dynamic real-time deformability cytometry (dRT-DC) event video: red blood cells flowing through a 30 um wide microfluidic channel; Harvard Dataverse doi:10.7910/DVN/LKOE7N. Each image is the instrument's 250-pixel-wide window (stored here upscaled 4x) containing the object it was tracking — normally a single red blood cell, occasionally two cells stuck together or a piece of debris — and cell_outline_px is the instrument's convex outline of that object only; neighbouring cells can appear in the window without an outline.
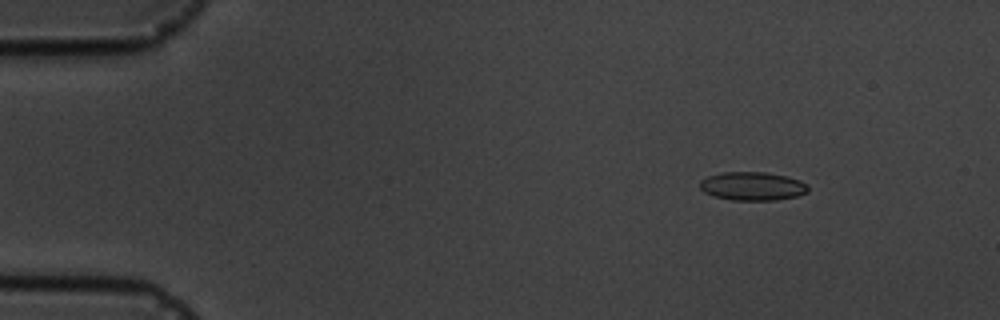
{"species": "common noctule bat (a hibernating species)", "species_latin": "Nyctalus noctula", "temperature_condition": "cold", "stored_images_in_passage": 6, "camera_frame_rate_fps": 3000, "um_per_image_px": 0.085, "animal": {"sex": "male", "body_mass_g": 19.5, "forearm_length_mm": 54.6}, "frame": {"image": 1, "passage_image": 2, "time_ms": 1.333, "image_size_px": [1000, 320], "cell_outline_px": [[808, 192], [796, 196], [776, 200], [732, 200], [716, 196], [704, 192], [700, 188], [700, 180], [708, 176], [724, 172], [764, 172], [788, 176], [800, 180], [808, 184]], "centroid_in_image_um": [63.99, 15.82], "position_along_channel_um": 21.0, "area_um2": 17.98}}
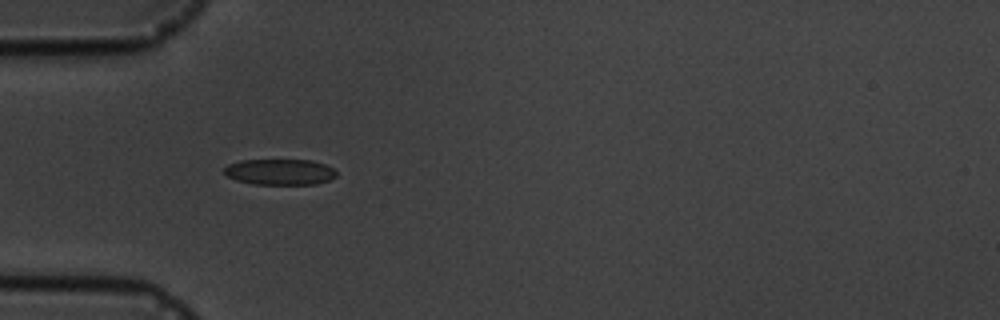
{"frame": {"image": 2, "passage_image": 5, "time_ms": 4.667, "image_size_px": [1000, 320], "cell_outline_px": [[336, 176], [328, 180], [316, 184], [252, 184], [236, 180], [228, 176], [224, 172], [224, 168], [228, 164], [240, 160], [312, 160], [324, 164], [332, 168], [336, 172]], "centroid_in_image_um": [23.77, 14.61], "position_along_channel_um": 61.2, "area_um2": 16.88}}
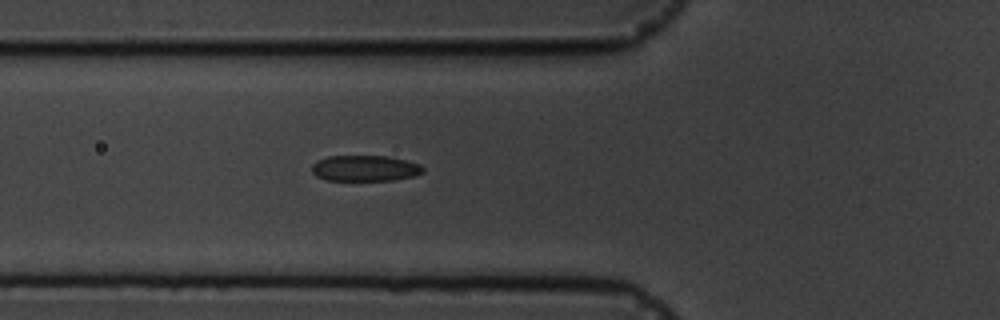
{"frame": {"image": 3, "passage_image": 6, "time_ms": 5.667, "image_size_px": [1000, 320], "cell_outline_px": [[424, 172], [416, 176], [396, 180], [324, 180], [316, 176], [312, 172], [312, 164], [316, 160], [328, 156], [388, 156], [420, 164], [424, 168]], "centroid_in_image_um": [31.02, 14.31], "position_along_channel_um": 94.8, "area_um2": 16.94}}